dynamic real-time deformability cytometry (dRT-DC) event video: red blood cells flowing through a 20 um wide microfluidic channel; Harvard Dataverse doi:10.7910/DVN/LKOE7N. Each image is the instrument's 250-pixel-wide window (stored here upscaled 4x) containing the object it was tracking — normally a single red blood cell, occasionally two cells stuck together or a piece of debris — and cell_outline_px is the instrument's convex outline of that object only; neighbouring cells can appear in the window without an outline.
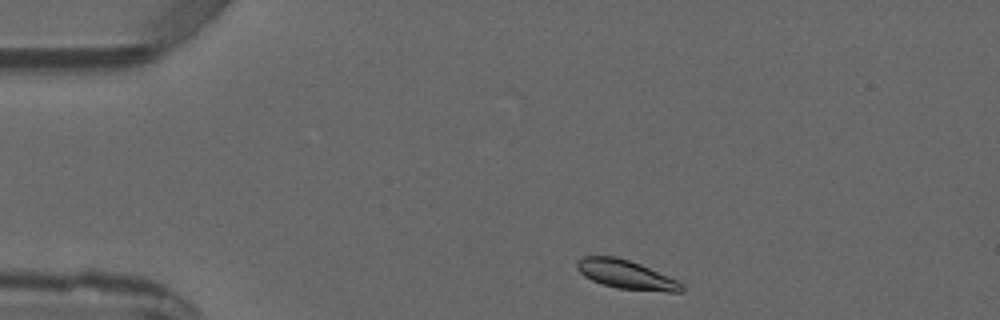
{"species": "common noctule bat (a hibernating species)", "species_latin": "Nyctalus noctula", "temperature_condition": "warm", "stored_images_in_passage": 2, "segment_of_instrument_passage": [2, 2], "camera_frame_rate_fps": 3000, "um_per_image_px": 0.085, "animal": {"sex": "male", "forearm_length_mm": 52.5}, "frame": {"image": 1, "passage_image": 2, "time_ms": 1.0, "image_size_px": [1000, 320], "cell_outline_px": [[684, 292], [668, 292], [616, 288], [592, 280], [584, 276], [576, 268], [576, 260], [584, 256], [616, 256], [640, 264], [676, 280], [684, 284]], "centroid_in_image_um": [53.2, 23.34], "position_along_channel_um": 31.8, "area_um2": 17.51}}